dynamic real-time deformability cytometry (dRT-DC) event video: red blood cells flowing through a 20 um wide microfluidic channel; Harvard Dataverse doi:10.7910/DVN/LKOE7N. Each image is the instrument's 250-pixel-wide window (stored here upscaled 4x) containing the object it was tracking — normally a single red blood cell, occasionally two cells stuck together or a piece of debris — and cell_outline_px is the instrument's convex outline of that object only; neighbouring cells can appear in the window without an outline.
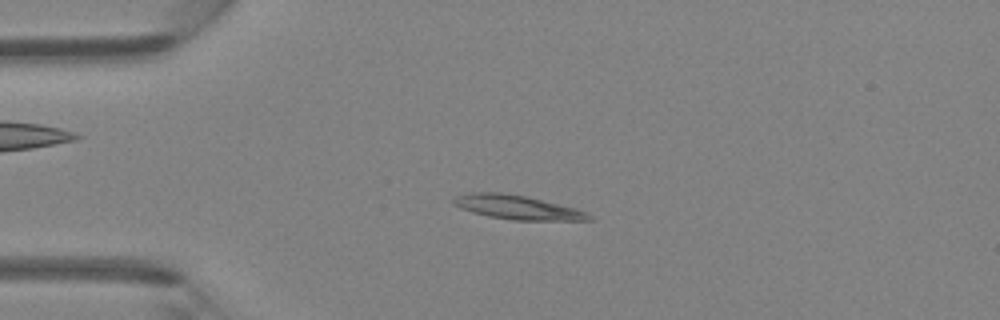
{"species": "Egyptian fruit bat (a non-hibernating species)", "species_latin": "Rousettus aegyptiacus", "temperature_condition": "room temperature", "stored_images_in_passage": 44, "camera_frame_rate_fps": 3000, "um_per_image_px": 0.085, "animal": {"sex": "female"}, "frame": {"image": 1, "passage_image": 10, "time_ms": 3.0, "image_size_px": [1000, 320], "cell_outline_px": [[592, 220], [512, 220], [488, 216], [472, 212], [460, 208], [452, 204], [452, 200], [456, 196], [468, 192], [500, 192], [528, 196], [576, 208], [592, 216]], "centroid_in_image_um": [43.92, 17.61], "position_along_channel_um": 41.1, "area_um2": 19.07}}
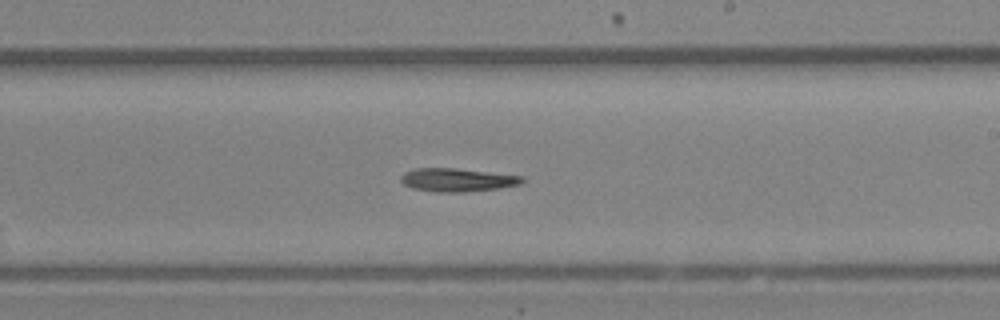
{"frame": {"image": 2, "passage_image": 26, "time_ms": 8.333, "image_size_px": [1000, 320], "cell_outline_px": [[524, 180], [520, 184], [500, 188], [464, 192], [436, 192], [412, 188], [404, 184], [400, 180], [400, 176], [404, 172], [416, 168], [456, 168], [524, 176]], "centroid_in_image_um": [38.86, 15.29], "position_along_channel_um": 250.1, "area_um2": 16.53}}
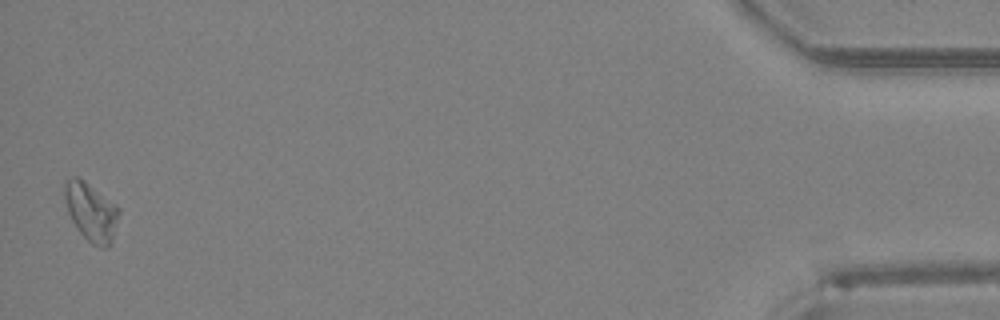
{"frame": {"image": 3, "passage_image": 44, "time_ms": 14.333, "image_size_px": [1000, 320], "cell_outline_px": [[120, 212], [108, 248], [100, 248], [92, 244], [80, 232], [72, 220], [68, 212], [64, 196], [64, 184], [72, 176], [76, 176], [84, 180], [116, 204], [120, 208]], "centroid_in_image_um": [7.74, 17.99], "position_along_channel_um": 427.5, "area_um2": 18.21}}